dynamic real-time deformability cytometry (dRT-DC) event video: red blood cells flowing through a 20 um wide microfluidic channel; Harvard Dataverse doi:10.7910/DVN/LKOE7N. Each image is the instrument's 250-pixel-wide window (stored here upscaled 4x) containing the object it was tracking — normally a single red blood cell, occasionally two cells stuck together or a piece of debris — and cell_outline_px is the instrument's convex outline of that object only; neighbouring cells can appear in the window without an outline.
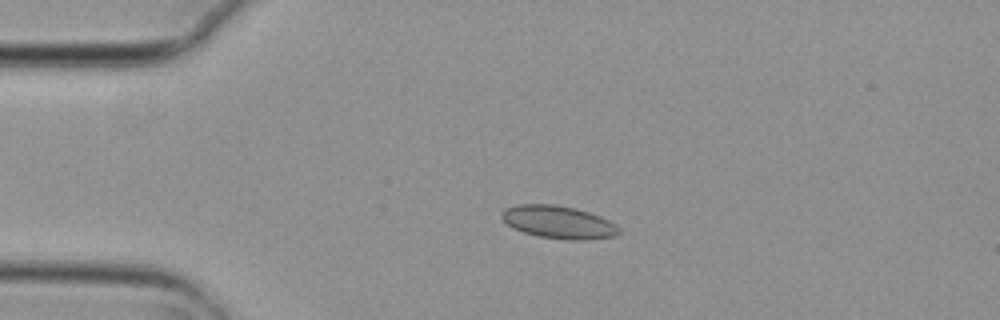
{"species": "common noctule bat (a hibernating species)", "species_latin": "Nyctalus noctula", "temperature_condition": "cold", "stored_images_in_passage": 4, "camera_frame_rate_fps": 3000, "um_per_image_px": 0.085, "animal": {"sex": "female", "body_mass_g": 29.2, "forearm_length_mm": 56.3}, "frame": {"image": 1, "passage_image": 3, "time_ms": 0.667, "image_size_px": [1000, 320], "cell_outline_px": [[620, 232], [616, 236], [584, 240], [568, 240], [540, 236], [524, 232], [508, 224], [500, 216], [500, 212], [504, 208], [516, 204], [556, 204], [588, 212], [600, 216], [616, 224], [620, 228]], "centroid_in_image_um": [47.47, 18.87], "position_along_channel_um": 37.5, "area_um2": 22.31}}